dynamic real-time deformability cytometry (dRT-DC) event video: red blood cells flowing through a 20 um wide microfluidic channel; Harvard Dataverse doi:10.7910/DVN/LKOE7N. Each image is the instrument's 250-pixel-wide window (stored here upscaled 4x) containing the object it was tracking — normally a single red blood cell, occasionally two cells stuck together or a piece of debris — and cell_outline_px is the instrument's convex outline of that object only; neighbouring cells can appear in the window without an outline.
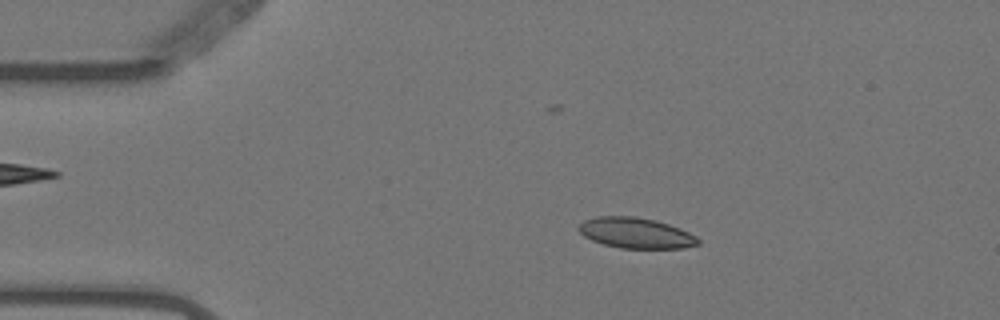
{"species": "Egyptian fruit bat (a non-hibernating species)", "species_latin": "Rousettus aegyptiacus", "temperature_condition": "warm", "stored_images_in_passage": 55, "camera_frame_rate_fps": 3000, "um_per_image_px": 0.085, "animal": {"sex": "female"}, "frame": {"image": 1, "passage_image": 9, "time_ms": 2.667, "image_size_px": [1000, 320], "cell_outline_px": [[700, 244], [684, 248], [620, 248], [604, 244], [592, 240], [584, 236], [576, 228], [584, 220], [596, 216], [636, 216], [656, 220], [680, 228], [696, 236], [700, 240]], "centroid_in_image_um": [54.05, 19.8], "position_along_channel_um": 31.0, "area_um2": 21.39}}
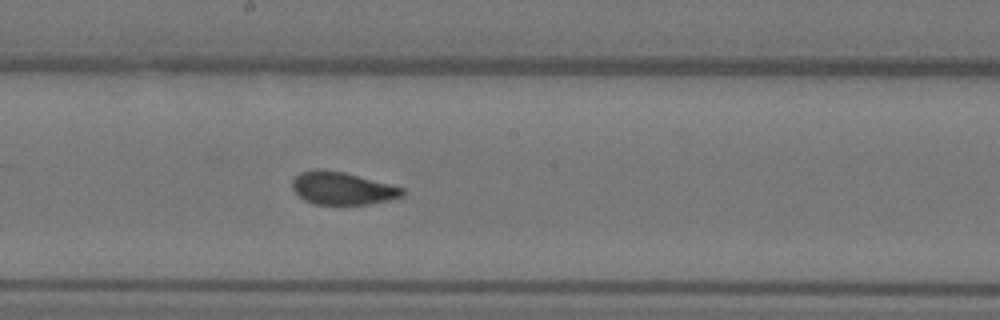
{"frame": {"image": 2, "passage_image": 29, "time_ms": 9.333, "image_size_px": [1000, 320], "cell_outline_px": [[404, 196], [388, 200], [368, 204], [316, 204], [304, 200], [292, 188], [292, 180], [300, 172], [316, 168], [320, 168], [344, 172], [404, 188]], "centroid_in_image_um": [29.08, 15.99], "position_along_channel_um": 219.1, "area_um2": 20.87}}
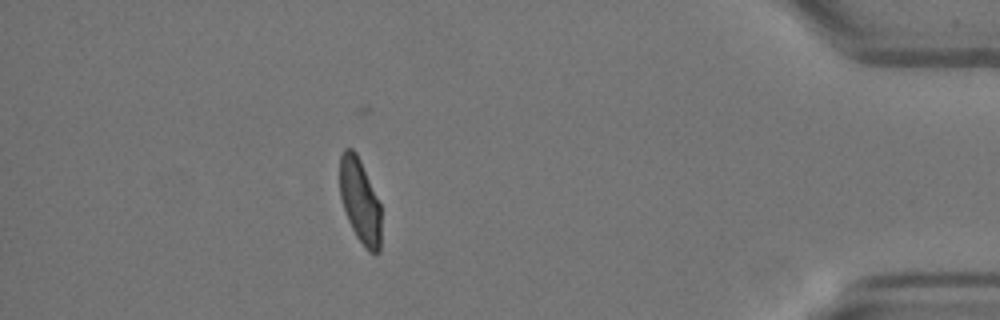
{"frame": {"image": 3, "passage_image": 49, "time_ms": 16.0, "image_size_px": [1000, 320], "cell_outline_px": [[380, 252], [376, 256], [368, 252], [364, 248], [356, 236], [348, 220], [340, 196], [340, 156], [344, 148], [352, 148], [356, 152], [360, 160], [380, 204]], "centroid_in_image_um": [30.6, 17.12], "position_along_channel_um": 404.6, "area_um2": 20.35}, "authors_computed_cell_mechanics": {"area_um2": 21.386, "velocity_mm_per_s": 3.5244, "shape_relaxation_time_tau1_ms": 6.3885, "shape_relaxation_time_tau2_ms": 0.9624, "deformation_change_tau1": 0.1717, "deformation_change_tau2": 0.0574}}